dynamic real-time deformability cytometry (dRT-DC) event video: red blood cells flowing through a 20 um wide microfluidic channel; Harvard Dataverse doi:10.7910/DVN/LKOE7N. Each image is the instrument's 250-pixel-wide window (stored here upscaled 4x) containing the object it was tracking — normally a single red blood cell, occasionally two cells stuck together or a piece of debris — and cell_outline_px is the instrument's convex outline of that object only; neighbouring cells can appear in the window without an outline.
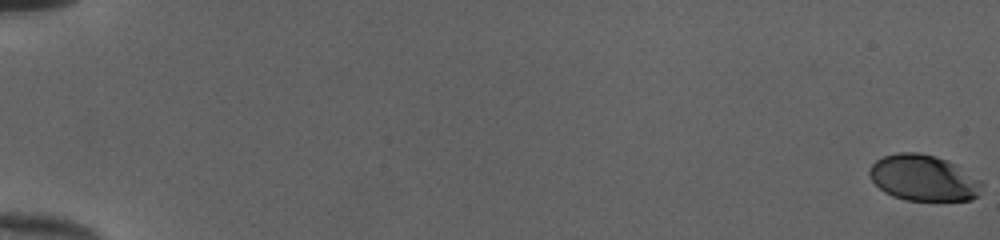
{"species": "human", "species_latin": "Homo sapiens", "temperature_condition": "cold", "stored_images_in_passage": 54, "camera_frame_rate_fps": 3000, "um_per_image_px": 0.085, "donor": {"sex": "female"}, "frame": {"image": 1, "passage_image": 1, "time_ms": 0.0, "image_size_px": [1000, 240], "cell_outline_px": [[984, 184], [980, 196], [972, 200], [904, 200], [892, 196], [884, 192], [872, 180], [868, 172], [872, 164], [876, 160], [884, 156], [896, 152], [916, 152], [936, 156], [956, 164], [980, 180]], "centroid_in_image_um": [78.52, 15.13], "position_along_channel_um": 6.5, "area_um2": 30.35}}
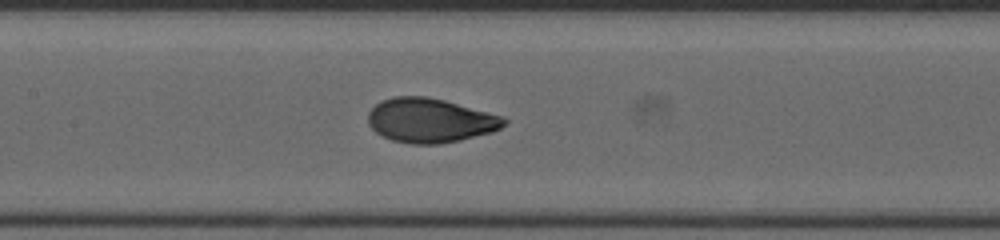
{"frame": {"image": 2, "passage_image": 29, "time_ms": 9.333, "image_size_px": [1000, 240], "cell_outline_px": [[508, 124], [492, 132], [460, 140], [440, 144], [412, 144], [392, 140], [376, 132], [368, 124], [368, 112], [376, 104], [392, 96], [428, 96], [444, 100], [504, 116], [508, 120]], "centroid_in_image_um": [36.59, 10.23], "position_along_channel_um": 170.8, "area_um2": 35.2}}
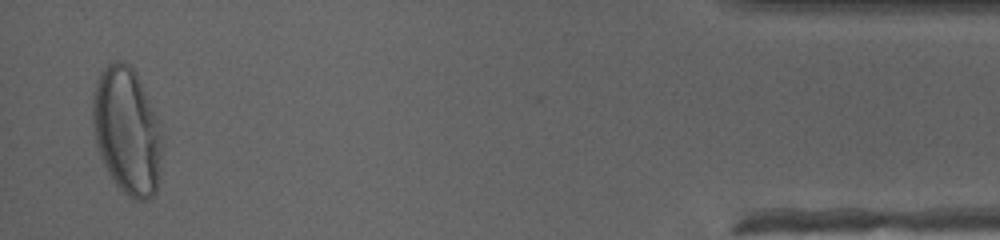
{"frame": {"image": 3, "passage_image": 53, "time_ms": 17.333, "image_size_px": [1000, 240], "cell_outline_px": [[164, 136], [160, 168], [156, 192], [148, 200], [136, 200], [128, 196], [116, 184], [108, 172], [100, 156], [96, 144], [92, 124], [92, 96], [96, 80], [100, 72], [108, 64], [116, 60], [124, 60], [136, 72], [156, 116]], "centroid_in_image_um": [10.79, 11.12], "position_along_channel_um": 424.4, "area_um2": 51.85}, "authors_computed_cell_mechanics": {"area_um2": 34.3621, "velocity_mm_per_s": 4.0199, "shape_relaxation_time_tau1_ms": 3.352, "shape_relaxation_time_tau2_ms": null, "deformation_change_tau1": 0.1901, "deformation_change_tau2": null}}